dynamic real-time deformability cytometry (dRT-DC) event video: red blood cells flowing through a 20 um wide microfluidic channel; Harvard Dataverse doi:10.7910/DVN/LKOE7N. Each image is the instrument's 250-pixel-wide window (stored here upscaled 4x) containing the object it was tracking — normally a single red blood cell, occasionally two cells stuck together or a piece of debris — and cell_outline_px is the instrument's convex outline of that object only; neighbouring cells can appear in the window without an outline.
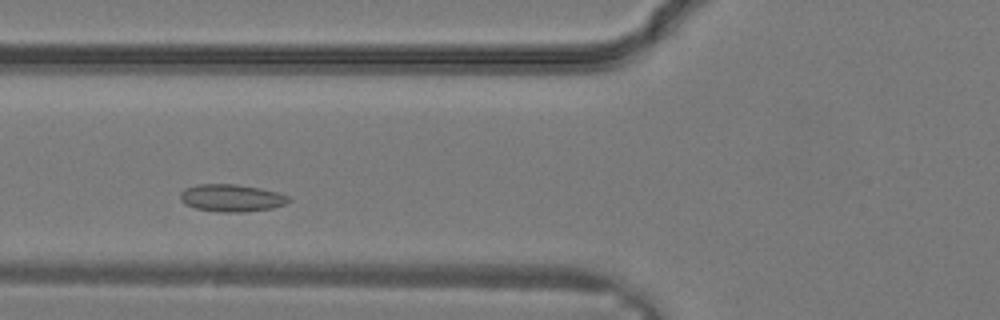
{"species": "common noctule bat (a hibernating species)", "species_latin": "Nyctalus noctula", "temperature_condition": "warm", "stored_images_in_passage": 23, "camera_frame_rate_fps": 3000, "um_per_image_px": 0.085, "animal": {"sex": "male", "body_mass_g": 19.2, "forearm_length_mm": 51.8}, "frame": {"image": 1, "passage_image": 3, "time_ms": 0.667, "image_size_px": [1000, 320], "cell_outline_px": [[292, 200], [284, 204], [272, 208], [240, 212], [216, 212], [196, 208], [184, 204], [180, 200], [180, 192], [184, 188], [196, 184], [236, 184], [260, 188], [276, 192], [288, 196]], "centroid_in_image_um": [19.63, 16.82], "position_along_channel_um": 106.2, "area_um2": 17.34}}
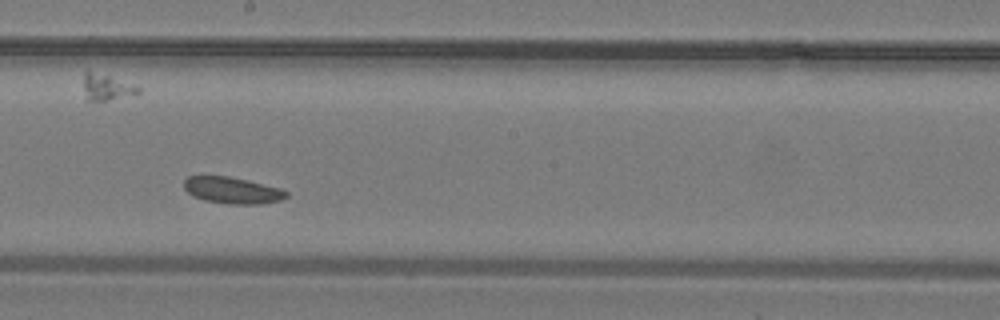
{"frame": {"image": 2, "passage_image": 9, "time_ms": 2.667, "image_size_px": [1000, 320], "cell_outline_px": [[288, 196], [280, 200], [260, 204], [232, 204], [204, 200], [192, 196], [184, 188], [184, 180], [188, 176], [228, 176], [280, 188], [288, 192]], "centroid_in_image_um": [19.73, 16.18], "position_along_channel_um": 228.5, "area_um2": 15.66}}
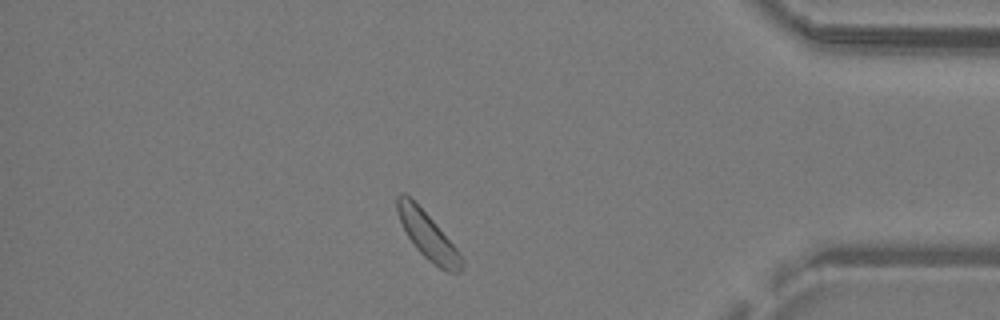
{"frame": {"image": 3, "passage_image": 19, "time_ms": 6.0, "image_size_px": [1000, 320], "cell_outline_px": [[464, 264], [460, 272], [448, 272], [440, 268], [428, 260], [416, 248], [408, 236], [400, 220], [396, 208], [396, 196], [400, 192], [404, 192], [432, 220], [460, 252], [464, 260]], "centroid_in_image_um": [36.37, 20.05], "position_along_channel_um": 398.8, "area_um2": 17.22}}